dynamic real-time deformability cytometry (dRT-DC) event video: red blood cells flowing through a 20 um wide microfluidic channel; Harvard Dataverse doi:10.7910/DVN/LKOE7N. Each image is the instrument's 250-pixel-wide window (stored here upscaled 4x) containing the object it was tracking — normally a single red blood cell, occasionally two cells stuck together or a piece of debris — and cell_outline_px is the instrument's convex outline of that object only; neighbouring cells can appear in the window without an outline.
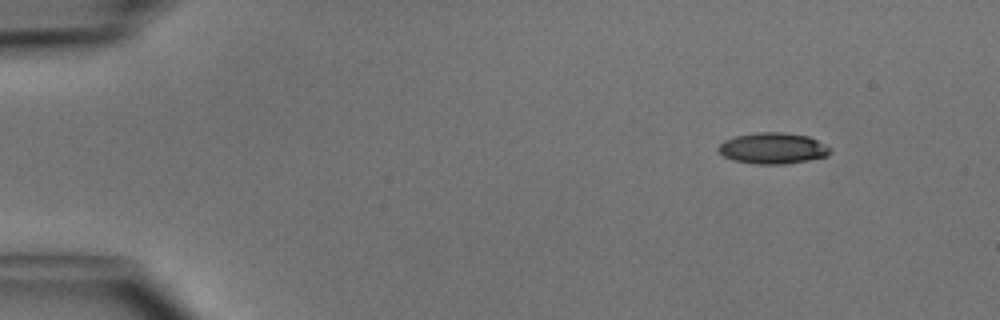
{"species": "common noctule bat (a hibernating species)", "species_latin": "Nyctalus noctula", "temperature_condition": "cold", "stored_images_in_passage": 24, "camera_frame_rate_fps": 3000, "um_per_image_px": 0.085, "animal": {"sex": "male", "body_mass_g": 15.6}, "frame": {"image": 1, "passage_image": 1, "time_ms": 0.0, "image_size_px": [1000, 320], "cell_outline_px": [[832, 152], [828, 156], [808, 160], [784, 164], [756, 164], [732, 160], [724, 156], [716, 148], [724, 140], [736, 136], [756, 132], [780, 132], [808, 136], [832, 148]], "centroid_in_image_um": [65.7, 12.6], "position_along_channel_um": 19.3, "area_um2": 20.29}}
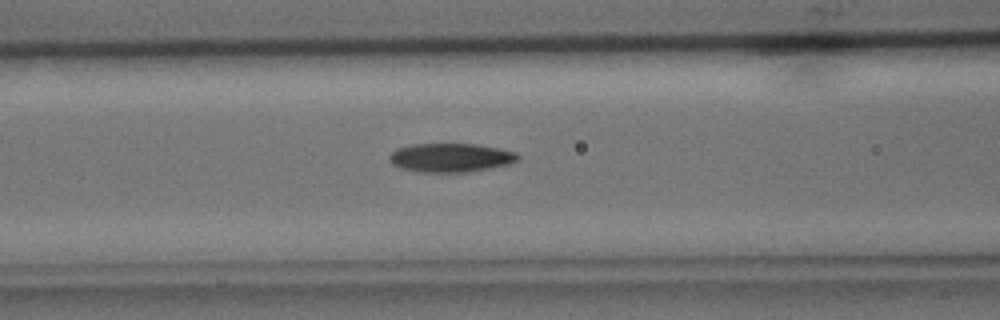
{"frame": {"image": 2, "passage_image": 16, "time_ms": 5.0, "image_size_px": [1000, 320], "cell_outline_px": [[520, 156], [512, 164], [468, 172], [420, 172], [400, 168], [392, 164], [388, 160], [388, 156], [396, 148], [412, 144], [476, 144], [500, 148], [516, 152]], "centroid_in_image_um": [38.3, 13.4], "position_along_channel_um": 128.3, "area_um2": 21.79}}
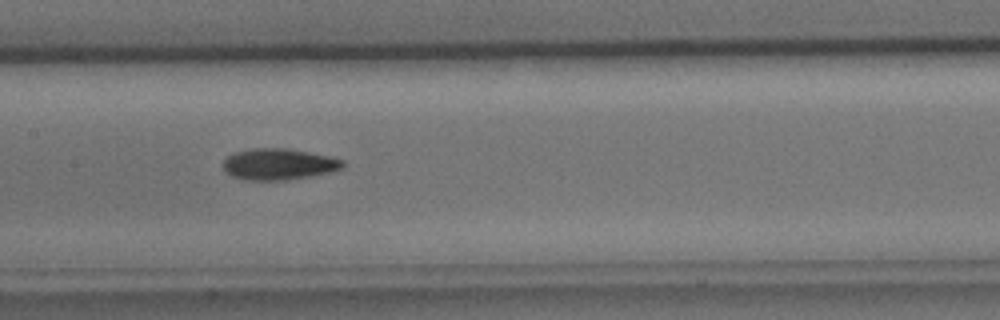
{"frame": {"image": 3, "passage_image": 20, "time_ms": 6.333, "image_size_px": [1000, 320], "cell_outline_px": [[344, 168], [332, 172], [312, 176], [284, 180], [244, 180], [232, 176], [224, 168], [224, 160], [228, 156], [236, 152], [252, 148], [284, 148], [308, 152], [328, 156], [344, 160]], "centroid_in_image_um": [23.73, 13.96], "position_along_channel_um": 183.7, "area_um2": 21.73}}